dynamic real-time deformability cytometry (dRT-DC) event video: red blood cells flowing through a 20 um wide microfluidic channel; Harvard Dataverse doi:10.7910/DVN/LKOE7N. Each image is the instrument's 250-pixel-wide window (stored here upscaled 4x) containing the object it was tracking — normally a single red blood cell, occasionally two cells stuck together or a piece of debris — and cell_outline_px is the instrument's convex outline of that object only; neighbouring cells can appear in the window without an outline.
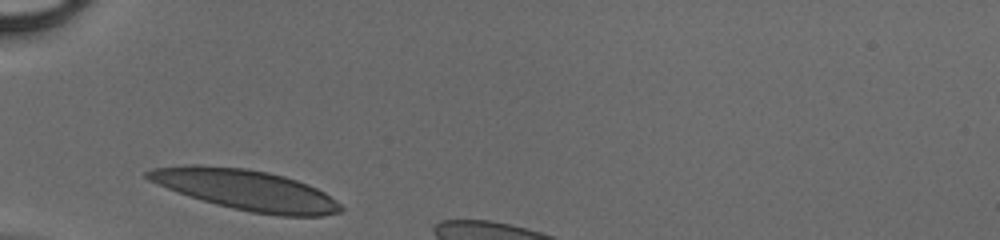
{"species": "human", "species_latin": "Homo sapiens", "temperature_condition": "cold", "stored_images_in_passage": 25, "camera_frame_rate_fps": 3000, "um_per_image_px": 0.085, "donor": {"sex": "male"}, "frame": {"image": 1, "passage_image": 1, "time_ms": 0.0, "image_size_px": [1000, 240], "cell_outline_px": [[344, 208], [340, 212], [320, 216], [280, 216], [252, 212], [232, 208], [216, 204], [188, 196], [148, 180], [144, 176], [144, 172], [152, 168], [188, 164], [200, 164], [244, 168], [268, 172], [284, 176], [308, 184], [324, 192], [340, 204]], "centroid_in_image_um": [20.88, 16.13], "position_along_channel_um": 64.1, "area_um2": 45.43}}
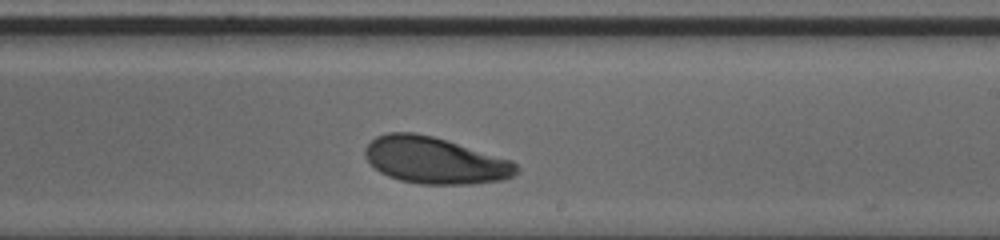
{"frame": {"image": 2, "passage_image": 15, "time_ms": 4.667, "image_size_px": [1000, 240], "cell_outline_px": [[520, 168], [512, 176], [500, 180], [472, 184], [420, 184], [400, 180], [388, 176], [380, 172], [368, 160], [364, 152], [364, 148], [376, 136], [388, 132], [416, 132], [432, 136], [512, 160]], "centroid_in_image_um": [36.95, 13.63], "position_along_channel_um": 252.0, "area_um2": 40.86}}
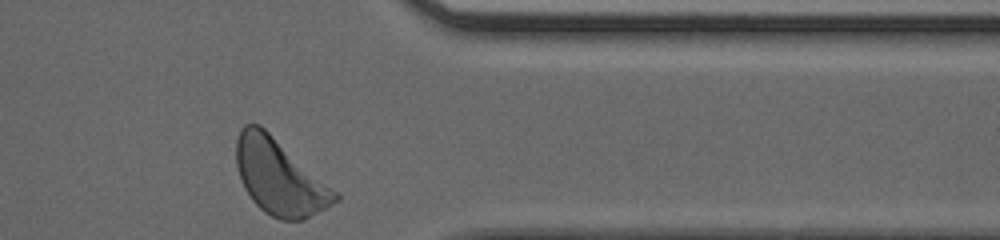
{"frame": {"image": 3, "passage_image": 25, "time_ms": 8.0, "image_size_px": [1000, 240], "cell_outline_px": [[340, 200], [300, 220], [280, 220], [264, 212], [252, 200], [244, 188], [240, 180], [236, 164], [236, 140], [240, 128], [244, 124], [260, 124], [336, 192], [340, 196]], "centroid_in_image_um": [23.69, 15.04], "position_along_channel_um": 387.7, "area_um2": 42.6}}